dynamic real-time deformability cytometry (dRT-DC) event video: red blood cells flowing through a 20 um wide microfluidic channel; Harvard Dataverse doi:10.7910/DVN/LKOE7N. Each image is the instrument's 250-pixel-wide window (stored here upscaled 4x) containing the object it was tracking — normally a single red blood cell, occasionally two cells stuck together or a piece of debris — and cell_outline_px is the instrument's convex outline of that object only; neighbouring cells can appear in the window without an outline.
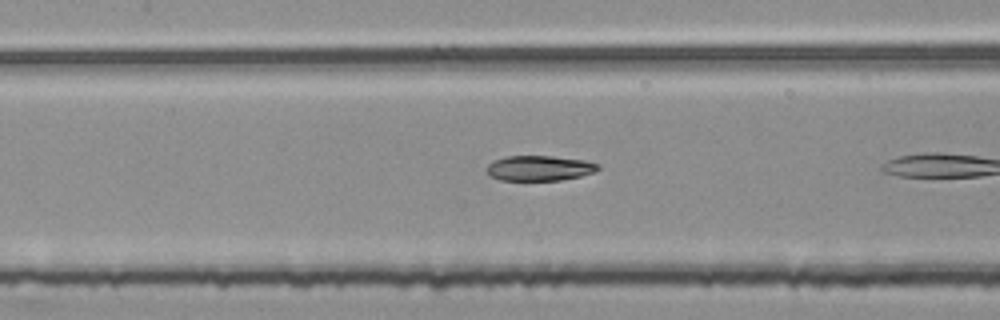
{"species": "common noctule bat (a hibernating species)", "species_latin": "Nyctalus noctula", "temperature_condition": "room temperature", "stored_images_in_passage": 23, "camera_frame_rate_fps": 3000, "um_per_image_px": 0.085, "animal": {"sex": "female", "body_mass_g": 25.1}, "frame": {"image": 1, "passage_image": 22, "time_ms": 7.0, "image_size_px": [1000, 320], "cell_outline_px": [[600, 168], [596, 172], [580, 176], [560, 180], [500, 180], [488, 176], [484, 172], [484, 168], [492, 160], [504, 156], [552, 156], [584, 160], [600, 164]], "centroid_in_image_um": [45.79, 14.29], "position_along_channel_um": 161.6, "area_um2": 16.7}}